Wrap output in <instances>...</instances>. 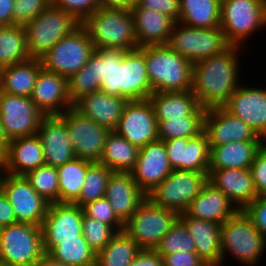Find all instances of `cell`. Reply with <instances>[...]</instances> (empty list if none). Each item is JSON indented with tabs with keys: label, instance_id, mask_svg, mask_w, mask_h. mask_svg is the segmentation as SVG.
<instances>
[{
	"label": "cell",
	"instance_id": "48",
	"mask_svg": "<svg viewBox=\"0 0 266 266\" xmlns=\"http://www.w3.org/2000/svg\"><path fill=\"white\" fill-rule=\"evenodd\" d=\"M52 3L80 23L101 7L99 0H52Z\"/></svg>",
	"mask_w": 266,
	"mask_h": 266
},
{
	"label": "cell",
	"instance_id": "23",
	"mask_svg": "<svg viewBox=\"0 0 266 266\" xmlns=\"http://www.w3.org/2000/svg\"><path fill=\"white\" fill-rule=\"evenodd\" d=\"M83 208L72 203H50L42 224L43 240H69L83 236Z\"/></svg>",
	"mask_w": 266,
	"mask_h": 266
},
{
	"label": "cell",
	"instance_id": "7",
	"mask_svg": "<svg viewBox=\"0 0 266 266\" xmlns=\"http://www.w3.org/2000/svg\"><path fill=\"white\" fill-rule=\"evenodd\" d=\"M80 24L71 14L51 3L23 26L29 56L40 59L60 39L66 37Z\"/></svg>",
	"mask_w": 266,
	"mask_h": 266
},
{
	"label": "cell",
	"instance_id": "19",
	"mask_svg": "<svg viewBox=\"0 0 266 266\" xmlns=\"http://www.w3.org/2000/svg\"><path fill=\"white\" fill-rule=\"evenodd\" d=\"M164 144L173 170L208 173L210 146L205 131L190 139H170L164 141Z\"/></svg>",
	"mask_w": 266,
	"mask_h": 266
},
{
	"label": "cell",
	"instance_id": "58",
	"mask_svg": "<svg viewBox=\"0 0 266 266\" xmlns=\"http://www.w3.org/2000/svg\"><path fill=\"white\" fill-rule=\"evenodd\" d=\"M8 139L6 138L0 121V155L3 157L7 151Z\"/></svg>",
	"mask_w": 266,
	"mask_h": 266
},
{
	"label": "cell",
	"instance_id": "59",
	"mask_svg": "<svg viewBox=\"0 0 266 266\" xmlns=\"http://www.w3.org/2000/svg\"><path fill=\"white\" fill-rule=\"evenodd\" d=\"M2 171V156L0 155V172Z\"/></svg>",
	"mask_w": 266,
	"mask_h": 266
},
{
	"label": "cell",
	"instance_id": "25",
	"mask_svg": "<svg viewBox=\"0 0 266 266\" xmlns=\"http://www.w3.org/2000/svg\"><path fill=\"white\" fill-rule=\"evenodd\" d=\"M178 219L193 238L198 256L208 266H222L221 224L196 219L185 212L179 214Z\"/></svg>",
	"mask_w": 266,
	"mask_h": 266
},
{
	"label": "cell",
	"instance_id": "14",
	"mask_svg": "<svg viewBox=\"0 0 266 266\" xmlns=\"http://www.w3.org/2000/svg\"><path fill=\"white\" fill-rule=\"evenodd\" d=\"M60 116L66 123L75 156L99 162L110 131L81 114L73 106Z\"/></svg>",
	"mask_w": 266,
	"mask_h": 266
},
{
	"label": "cell",
	"instance_id": "30",
	"mask_svg": "<svg viewBox=\"0 0 266 266\" xmlns=\"http://www.w3.org/2000/svg\"><path fill=\"white\" fill-rule=\"evenodd\" d=\"M238 209L230 199L209 181L205 183L201 192L193 199L184 211L188 216L223 224Z\"/></svg>",
	"mask_w": 266,
	"mask_h": 266
},
{
	"label": "cell",
	"instance_id": "6",
	"mask_svg": "<svg viewBox=\"0 0 266 266\" xmlns=\"http://www.w3.org/2000/svg\"><path fill=\"white\" fill-rule=\"evenodd\" d=\"M266 27V0H221L220 28L230 45L241 46Z\"/></svg>",
	"mask_w": 266,
	"mask_h": 266
},
{
	"label": "cell",
	"instance_id": "32",
	"mask_svg": "<svg viewBox=\"0 0 266 266\" xmlns=\"http://www.w3.org/2000/svg\"><path fill=\"white\" fill-rule=\"evenodd\" d=\"M265 141L230 142L210 146L208 173L214 169H250L253 160Z\"/></svg>",
	"mask_w": 266,
	"mask_h": 266
},
{
	"label": "cell",
	"instance_id": "16",
	"mask_svg": "<svg viewBox=\"0 0 266 266\" xmlns=\"http://www.w3.org/2000/svg\"><path fill=\"white\" fill-rule=\"evenodd\" d=\"M114 131L139 149L158 141V121L150 100L128 101Z\"/></svg>",
	"mask_w": 266,
	"mask_h": 266
},
{
	"label": "cell",
	"instance_id": "53",
	"mask_svg": "<svg viewBox=\"0 0 266 266\" xmlns=\"http://www.w3.org/2000/svg\"><path fill=\"white\" fill-rule=\"evenodd\" d=\"M129 266H164L162 257L155 250H141Z\"/></svg>",
	"mask_w": 266,
	"mask_h": 266
},
{
	"label": "cell",
	"instance_id": "37",
	"mask_svg": "<svg viewBox=\"0 0 266 266\" xmlns=\"http://www.w3.org/2000/svg\"><path fill=\"white\" fill-rule=\"evenodd\" d=\"M91 161L75 157L57 167L59 203H74L82 191Z\"/></svg>",
	"mask_w": 266,
	"mask_h": 266
},
{
	"label": "cell",
	"instance_id": "28",
	"mask_svg": "<svg viewBox=\"0 0 266 266\" xmlns=\"http://www.w3.org/2000/svg\"><path fill=\"white\" fill-rule=\"evenodd\" d=\"M127 102L126 98L96 91L81 97L73 107L96 124L114 131Z\"/></svg>",
	"mask_w": 266,
	"mask_h": 266
},
{
	"label": "cell",
	"instance_id": "31",
	"mask_svg": "<svg viewBox=\"0 0 266 266\" xmlns=\"http://www.w3.org/2000/svg\"><path fill=\"white\" fill-rule=\"evenodd\" d=\"M148 99L158 122L185 116H205L207 110L200 106L191 90L155 92Z\"/></svg>",
	"mask_w": 266,
	"mask_h": 266
},
{
	"label": "cell",
	"instance_id": "12",
	"mask_svg": "<svg viewBox=\"0 0 266 266\" xmlns=\"http://www.w3.org/2000/svg\"><path fill=\"white\" fill-rule=\"evenodd\" d=\"M167 45L191 63L221 54L230 44L220 27L203 29L176 22Z\"/></svg>",
	"mask_w": 266,
	"mask_h": 266
},
{
	"label": "cell",
	"instance_id": "24",
	"mask_svg": "<svg viewBox=\"0 0 266 266\" xmlns=\"http://www.w3.org/2000/svg\"><path fill=\"white\" fill-rule=\"evenodd\" d=\"M117 217L125 223L147 198L131 172H113L105 196Z\"/></svg>",
	"mask_w": 266,
	"mask_h": 266
},
{
	"label": "cell",
	"instance_id": "46",
	"mask_svg": "<svg viewBox=\"0 0 266 266\" xmlns=\"http://www.w3.org/2000/svg\"><path fill=\"white\" fill-rule=\"evenodd\" d=\"M82 208L86 216L109 224L118 232L124 231V223L114 213L109 201L105 197L90 202Z\"/></svg>",
	"mask_w": 266,
	"mask_h": 266
},
{
	"label": "cell",
	"instance_id": "15",
	"mask_svg": "<svg viewBox=\"0 0 266 266\" xmlns=\"http://www.w3.org/2000/svg\"><path fill=\"white\" fill-rule=\"evenodd\" d=\"M44 114L30 97L0 91V121L8 141L35 135Z\"/></svg>",
	"mask_w": 266,
	"mask_h": 266
},
{
	"label": "cell",
	"instance_id": "22",
	"mask_svg": "<svg viewBox=\"0 0 266 266\" xmlns=\"http://www.w3.org/2000/svg\"><path fill=\"white\" fill-rule=\"evenodd\" d=\"M36 134L43 146L45 165L57 168L76 157L66 123L60 115L44 116Z\"/></svg>",
	"mask_w": 266,
	"mask_h": 266
},
{
	"label": "cell",
	"instance_id": "20",
	"mask_svg": "<svg viewBox=\"0 0 266 266\" xmlns=\"http://www.w3.org/2000/svg\"><path fill=\"white\" fill-rule=\"evenodd\" d=\"M173 171L163 141L149 143L139 149L131 171L138 187L147 195Z\"/></svg>",
	"mask_w": 266,
	"mask_h": 266
},
{
	"label": "cell",
	"instance_id": "51",
	"mask_svg": "<svg viewBox=\"0 0 266 266\" xmlns=\"http://www.w3.org/2000/svg\"><path fill=\"white\" fill-rule=\"evenodd\" d=\"M132 8L154 9L169 17L176 22L179 20L180 0H137Z\"/></svg>",
	"mask_w": 266,
	"mask_h": 266
},
{
	"label": "cell",
	"instance_id": "56",
	"mask_svg": "<svg viewBox=\"0 0 266 266\" xmlns=\"http://www.w3.org/2000/svg\"><path fill=\"white\" fill-rule=\"evenodd\" d=\"M99 2L103 8L131 10L137 0H99Z\"/></svg>",
	"mask_w": 266,
	"mask_h": 266
},
{
	"label": "cell",
	"instance_id": "50",
	"mask_svg": "<svg viewBox=\"0 0 266 266\" xmlns=\"http://www.w3.org/2000/svg\"><path fill=\"white\" fill-rule=\"evenodd\" d=\"M243 211L254 227L266 238V196H257Z\"/></svg>",
	"mask_w": 266,
	"mask_h": 266
},
{
	"label": "cell",
	"instance_id": "42",
	"mask_svg": "<svg viewBox=\"0 0 266 266\" xmlns=\"http://www.w3.org/2000/svg\"><path fill=\"white\" fill-rule=\"evenodd\" d=\"M32 188L49 203H59L57 168L43 165L25 175Z\"/></svg>",
	"mask_w": 266,
	"mask_h": 266
},
{
	"label": "cell",
	"instance_id": "26",
	"mask_svg": "<svg viewBox=\"0 0 266 266\" xmlns=\"http://www.w3.org/2000/svg\"><path fill=\"white\" fill-rule=\"evenodd\" d=\"M43 165L44 151L37 134L10 140L2 157V172L11 175H25Z\"/></svg>",
	"mask_w": 266,
	"mask_h": 266
},
{
	"label": "cell",
	"instance_id": "5",
	"mask_svg": "<svg viewBox=\"0 0 266 266\" xmlns=\"http://www.w3.org/2000/svg\"><path fill=\"white\" fill-rule=\"evenodd\" d=\"M265 249L266 238L243 210H238L221 225L222 266L228 254L241 265L258 266Z\"/></svg>",
	"mask_w": 266,
	"mask_h": 266
},
{
	"label": "cell",
	"instance_id": "40",
	"mask_svg": "<svg viewBox=\"0 0 266 266\" xmlns=\"http://www.w3.org/2000/svg\"><path fill=\"white\" fill-rule=\"evenodd\" d=\"M113 171L100 162H91L79 198L73 203L80 207L105 196Z\"/></svg>",
	"mask_w": 266,
	"mask_h": 266
},
{
	"label": "cell",
	"instance_id": "45",
	"mask_svg": "<svg viewBox=\"0 0 266 266\" xmlns=\"http://www.w3.org/2000/svg\"><path fill=\"white\" fill-rule=\"evenodd\" d=\"M100 91L99 82H94L93 62L89 59L87 64L68 79L69 98L74 104L81 97Z\"/></svg>",
	"mask_w": 266,
	"mask_h": 266
},
{
	"label": "cell",
	"instance_id": "2",
	"mask_svg": "<svg viewBox=\"0 0 266 266\" xmlns=\"http://www.w3.org/2000/svg\"><path fill=\"white\" fill-rule=\"evenodd\" d=\"M241 49L244 48L230 45L221 54L193 64L191 91L201 107L208 109L223 106L242 83L239 79Z\"/></svg>",
	"mask_w": 266,
	"mask_h": 266
},
{
	"label": "cell",
	"instance_id": "1",
	"mask_svg": "<svg viewBox=\"0 0 266 266\" xmlns=\"http://www.w3.org/2000/svg\"><path fill=\"white\" fill-rule=\"evenodd\" d=\"M89 59L93 62L94 82H99L100 91L128 101L148 99L153 93L144 46L129 51L95 49Z\"/></svg>",
	"mask_w": 266,
	"mask_h": 266
},
{
	"label": "cell",
	"instance_id": "39",
	"mask_svg": "<svg viewBox=\"0 0 266 266\" xmlns=\"http://www.w3.org/2000/svg\"><path fill=\"white\" fill-rule=\"evenodd\" d=\"M140 251L138 244L124 231L118 232L97 253L96 266H129Z\"/></svg>",
	"mask_w": 266,
	"mask_h": 266
},
{
	"label": "cell",
	"instance_id": "49",
	"mask_svg": "<svg viewBox=\"0 0 266 266\" xmlns=\"http://www.w3.org/2000/svg\"><path fill=\"white\" fill-rule=\"evenodd\" d=\"M250 171L258 196H266V143L257 152Z\"/></svg>",
	"mask_w": 266,
	"mask_h": 266
},
{
	"label": "cell",
	"instance_id": "3",
	"mask_svg": "<svg viewBox=\"0 0 266 266\" xmlns=\"http://www.w3.org/2000/svg\"><path fill=\"white\" fill-rule=\"evenodd\" d=\"M144 56L153 93L192 89L193 63L167 44L144 46Z\"/></svg>",
	"mask_w": 266,
	"mask_h": 266
},
{
	"label": "cell",
	"instance_id": "55",
	"mask_svg": "<svg viewBox=\"0 0 266 266\" xmlns=\"http://www.w3.org/2000/svg\"><path fill=\"white\" fill-rule=\"evenodd\" d=\"M15 0H0V26L13 25V7Z\"/></svg>",
	"mask_w": 266,
	"mask_h": 266
},
{
	"label": "cell",
	"instance_id": "21",
	"mask_svg": "<svg viewBox=\"0 0 266 266\" xmlns=\"http://www.w3.org/2000/svg\"><path fill=\"white\" fill-rule=\"evenodd\" d=\"M30 98L44 116L62 115L73 106L68 93V79L44 68L37 76Z\"/></svg>",
	"mask_w": 266,
	"mask_h": 266
},
{
	"label": "cell",
	"instance_id": "54",
	"mask_svg": "<svg viewBox=\"0 0 266 266\" xmlns=\"http://www.w3.org/2000/svg\"><path fill=\"white\" fill-rule=\"evenodd\" d=\"M17 223L14 209L0 188V226L5 227Z\"/></svg>",
	"mask_w": 266,
	"mask_h": 266
},
{
	"label": "cell",
	"instance_id": "29",
	"mask_svg": "<svg viewBox=\"0 0 266 266\" xmlns=\"http://www.w3.org/2000/svg\"><path fill=\"white\" fill-rule=\"evenodd\" d=\"M138 47L166 45L176 21L154 9L131 8Z\"/></svg>",
	"mask_w": 266,
	"mask_h": 266
},
{
	"label": "cell",
	"instance_id": "41",
	"mask_svg": "<svg viewBox=\"0 0 266 266\" xmlns=\"http://www.w3.org/2000/svg\"><path fill=\"white\" fill-rule=\"evenodd\" d=\"M204 131V116H185L158 122L160 141L170 139L193 138Z\"/></svg>",
	"mask_w": 266,
	"mask_h": 266
},
{
	"label": "cell",
	"instance_id": "36",
	"mask_svg": "<svg viewBox=\"0 0 266 266\" xmlns=\"http://www.w3.org/2000/svg\"><path fill=\"white\" fill-rule=\"evenodd\" d=\"M221 0H180L179 20L189 27H220Z\"/></svg>",
	"mask_w": 266,
	"mask_h": 266
},
{
	"label": "cell",
	"instance_id": "52",
	"mask_svg": "<svg viewBox=\"0 0 266 266\" xmlns=\"http://www.w3.org/2000/svg\"><path fill=\"white\" fill-rule=\"evenodd\" d=\"M160 256L164 266H208L196 252L179 251Z\"/></svg>",
	"mask_w": 266,
	"mask_h": 266
},
{
	"label": "cell",
	"instance_id": "47",
	"mask_svg": "<svg viewBox=\"0 0 266 266\" xmlns=\"http://www.w3.org/2000/svg\"><path fill=\"white\" fill-rule=\"evenodd\" d=\"M51 3L52 0H15L13 7V25H26Z\"/></svg>",
	"mask_w": 266,
	"mask_h": 266
},
{
	"label": "cell",
	"instance_id": "44",
	"mask_svg": "<svg viewBox=\"0 0 266 266\" xmlns=\"http://www.w3.org/2000/svg\"><path fill=\"white\" fill-rule=\"evenodd\" d=\"M82 224V235L96 254L118 233V231L109 224L92 219L84 213L82 216Z\"/></svg>",
	"mask_w": 266,
	"mask_h": 266
},
{
	"label": "cell",
	"instance_id": "33",
	"mask_svg": "<svg viewBox=\"0 0 266 266\" xmlns=\"http://www.w3.org/2000/svg\"><path fill=\"white\" fill-rule=\"evenodd\" d=\"M42 68L41 60L38 58H30L1 68L0 91L15 96L31 97Z\"/></svg>",
	"mask_w": 266,
	"mask_h": 266
},
{
	"label": "cell",
	"instance_id": "34",
	"mask_svg": "<svg viewBox=\"0 0 266 266\" xmlns=\"http://www.w3.org/2000/svg\"><path fill=\"white\" fill-rule=\"evenodd\" d=\"M44 252L71 266H96V253L83 236L69 240H43Z\"/></svg>",
	"mask_w": 266,
	"mask_h": 266
},
{
	"label": "cell",
	"instance_id": "9",
	"mask_svg": "<svg viewBox=\"0 0 266 266\" xmlns=\"http://www.w3.org/2000/svg\"><path fill=\"white\" fill-rule=\"evenodd\" d=\"M95 51L86 28L80 24L41 58L42 67L69 79L82 69Z\"/></svg>",
	"mask_w": 266,
	"mask_h": 266
},
{
	"label": "cell",
	"instance_id": "38",
	"mask_svg": "<svg viewBox=\"0 0 266 266\" xmlns=\"http://www.w3.org/2000/svg\"><path fill=\"white\" fill-rule=\"evenodd\" d=\"M30 58L24 27L0 26V69Z\"/></svg>",
	"mask_w": 266,
	"mask_h": 266
},
{
	"label": "cell",
	"instance_id": "13",
	"mask_svg": "<svg viewBox=\"0 0 266 266\" xmlns=\"http://www.w3.org/2000/svg\"><path fill=\"white\" fill-rule=\"evenodd\" d=\"M0 188L11 203L17 222L42 226L50 203L32 188L24 175L1 171Z\"/></svg>",
	"mask_w": 266,
	"mask_h": 266
},
{
	"label": "cell",
	"instance_id": "4",
	"mask_svg": "<svg viewBox=\"0 0 266 266\" xmlns=\"http://www.w3.org/2000/svg\"><path fill=\"white\" fill-rule=\"evenodd\" d=\"M81 24L95 49L129 51L138 48L130 10L99 7Z\"/></svg>",
	"mask_w": 266,
	"mask_h": 266
},
{
	"label": "cell",
	"instance_id": "18",
	"mask_svg": "<svg viewBox=\"0 0 266 266\" xmlns=\"http://www.w3.org/2000/svg\"><path fill=\"white\" fill-rule=\"evenodd\" d=\"M204 131L209 146L230 142L264 141L245 122L229 113L223 106L208 108L204 116Z\"/></svg>",
	"mask_w": 266,
	"mask_h": 266
},
{
	"label": "cell",
	"instance_id": "27",
	"mask_svg": "<svg viewBox=\"0 0 266 266\" xmlns=\"http://www.w3.org/2000/svg\"><path fill=\"white\" fill-rule=\"evenodd\" d=\"M208 181L238 210H243L258 196L250 169H214L208 174Z\"/></svg>",
	"mask_w": 266,
	"mask_h": 266
},
{
	"label": "cell",
	"instance_id": "35",
	"mask_svg": "<svg viewBox=\"0 0 266 266\" xmlns=\"http://www.w3.org/2000/svg\"><path fill=\"white\" fill-rule=\"evenodd\" d=\"M139 148L127 139L110 131L106 137L100 163L109 167L113 172H131L138 159Z\"/></svg>",
	"mask_w": 266,
	"mask_h": 266
},
{
	"label": "cell",
	"instance_id": "43",
	"mask_svg": "<svg viewBox=\"0 0 266 266\" xmlns=\"http://www.w3.org/2000/svg\"><path fill=\"white\" fill-rule=\"evenodd\" d=\"M155 251L159 255H169L179 251L196 252V247L186 226L178 219L162 237Z\"/></svg>",
	"mask_w": 266,
	"mask_h": 266
},
{
	"label": "cell",
	"instance_id": "17",
	"mask_svg": "<svg viewBox=\"0 0 266 266\" xmlns=\"http://www.w3.org/2000/svg\"><path fill=\"white\" fill-rule=\"evenodd\" d=\"M223 107L266 141V87L240 84Z\"/></svg>",
	"mask_w": 266,
	"mask_h": 266
},
{
	"label": "cell",
	"instance_id": "8",
	"mask_svg": "<svg viewBox=\"0 0 266 266\" xmlns=\"http://www.w3.org/2000/svg\"><path fill=\"white\" fill-rule=\"evenodd\" d=\"M44 254L41 226L17 222L1 228V265L34 266Z\"/></svg>",
	"mask_w": 266,
	"mask_h": 266
},
{
	"label": "cell",
	"instance_id": "11",
	"mask_svg": "<svg viewBox=\"0 0 266 266\" xmlns=\"http://www.w3.org/2000/svg\"><path fill=\"white\" fill-rule=\"evenodd\" d=\"M209 173L198 171L173 170L146 196L157 206L183 213L201 192L208 181Z\"/></svg>",
	"mask_w": 266,
	"mask_h": 266
},
{
	"label": "cell",
	"instance_id": "10",
	"mask_svg": "<svg viewBox=\"0 0 266 266\" xmlns=\"http://www.w3.org/2000/svg\"><path fill=\"white\" fill-rule=\"evenodd\" d=\"M178 216L175 211L157 206L146 198L124 223V232L141 250H155Z\"/></svg>",
	"mask_w": 266,
	"mask_h": 266
},
{
	"label": "cell",
	"instance_id": "57",
	"mask_svg": "<svg viewBox=\"0 0 266 266\" xmlns=\"http://www.w3.org/2000/svg\"><path fill=\"white\" fill-rule=\"evenodd\" d=\"M34 266H71V265H67L62 262H59L45 253L41 257V259L34 264Z\"/></svg>",
	"mask_w": 266,
	"mask_h": 266
}]
</instances>
